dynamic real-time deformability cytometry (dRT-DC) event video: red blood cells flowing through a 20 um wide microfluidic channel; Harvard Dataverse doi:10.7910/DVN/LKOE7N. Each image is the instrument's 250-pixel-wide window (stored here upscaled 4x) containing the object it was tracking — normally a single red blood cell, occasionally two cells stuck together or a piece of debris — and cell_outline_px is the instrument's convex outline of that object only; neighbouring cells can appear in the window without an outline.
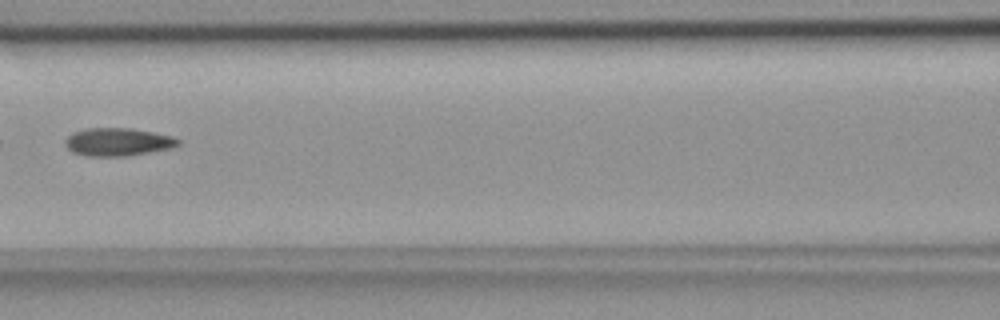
{"species": "common noctule bat (a hibernating species)", "species_latin": "Nyctalus noctula", "temperature_condition": "room temperature", "stored_images_in_passage": 6, "camera_frame_rate_fps": 3000, "um_per_image_px": 0.085, "animal": {"sex": "female", "body_mass_g": 18.4}, "frame": {"image": 1, "passage_image": 5, "time_ms": 1.333, "image_size_px": [1000, 320], "cell_outline_px": [[180, 144], [172, 148], [128, 156], [88, 156], [72, 152], [64, 144], [64, 140], [72, 132], [88, 128], [132, 128], [172, 136], [180, 140]], "centroid_in_image_um": [10.01, 12.06], "position_along_channel_um": 156.6, "area_um2": 18.5}}
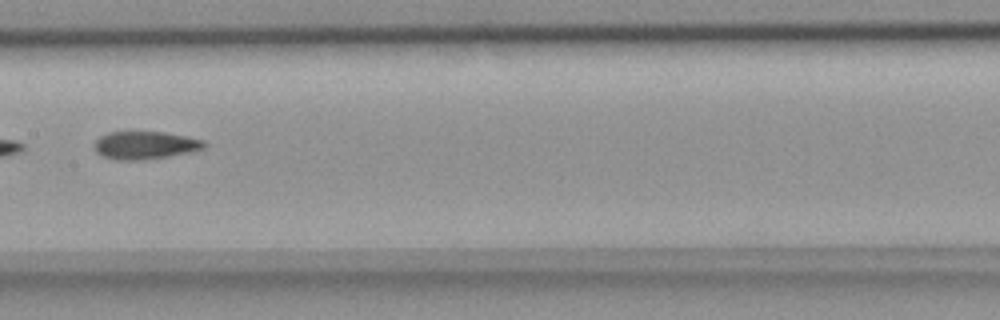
{"frame": {"image": 2, "passage_image": 6, "time_ms": 1.667, "image_size_px": [1000, 320], "cell_outline_px": [[208, 144], [204, 148], [188, 152], [168, 156], [136, 160], [116, 160], [104, 156], [96, 152], [96, 140], [100, 136], [108, 132], [164, 132], [204, 140]], "centroid_in_image_um": [12.34, 12.34], "position_along_channel_um": 195.1, "area_um2": 17.51}}